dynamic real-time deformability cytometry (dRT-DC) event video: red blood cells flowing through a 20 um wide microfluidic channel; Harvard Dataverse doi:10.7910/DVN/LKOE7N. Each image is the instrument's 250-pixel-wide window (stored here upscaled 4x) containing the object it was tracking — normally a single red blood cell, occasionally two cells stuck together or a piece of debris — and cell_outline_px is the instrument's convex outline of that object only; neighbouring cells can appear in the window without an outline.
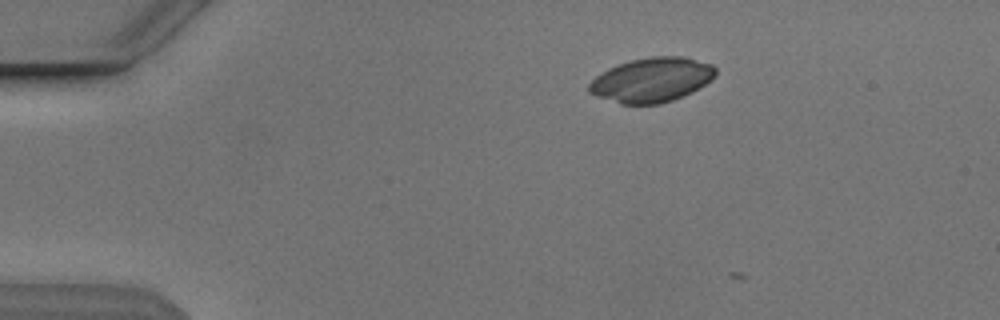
{"species": "Egyptian fruit bat (a non-hibernating species)", "species_latin": "Rousettus aegyptiacus", "temperature_condition": "cold", "stored_images_in_passage": 4, "camera_frame_rate_fps": 3000, "um_per_image_px": 0.085, "animal": {"sex": "male"}, "frame": {"image": 1, "passage_image": 2, "time_ms": 0.333, "image_size_px": [1000, 320], "cell_outline_px": [[716, 76], [712, 80], [692, 92], [672, 100], [660, 104], [620, 104], [596, 96], [588, 92], [588, 84], [596, 76], [608, 68], [632, 60], [652, 56], [684, 56], [712, 64], [716, 68]], "centroid_in_image_um": [55.41, 6.79], "position_along_channel_um": 29.6, "area_um2": 32.89}}